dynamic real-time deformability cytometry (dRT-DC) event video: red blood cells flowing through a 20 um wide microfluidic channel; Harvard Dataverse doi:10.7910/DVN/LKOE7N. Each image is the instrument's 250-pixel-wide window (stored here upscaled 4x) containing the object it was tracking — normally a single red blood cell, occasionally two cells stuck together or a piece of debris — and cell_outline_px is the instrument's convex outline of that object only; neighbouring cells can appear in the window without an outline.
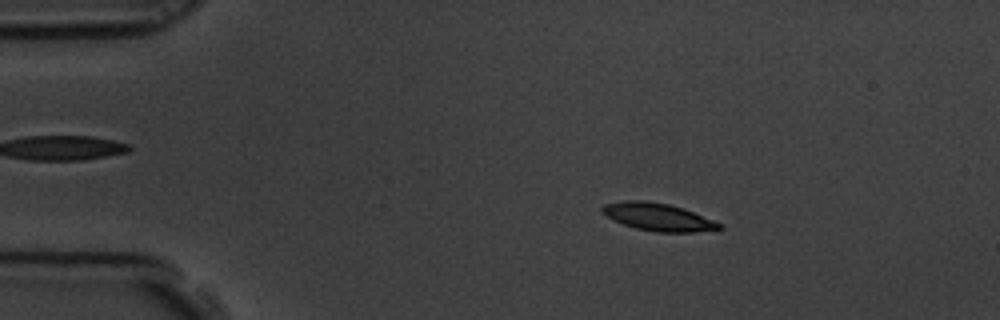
{"species": "common noctule bat (a hibernating species)", "species_latin": "Nyctalus noctula", "temperature_condition": "room temperature", "stored_images_in_passage": 54, "camera_frame_rate_fps": 3000, "um_per_image_px": 0.085, "animal": {"sex": "male", "body_mass_g": 19.5, "forearm_length_mm": 54.6}, "frame": {"image": 1, "passage_image": 5, "time_ms": 1.333, "image_size_px": [1000, 320], "cell_outline_px": [[724, 228], [692, 232], [656, 232], [636, 228], [612, 220], [600, 212], [600, 208], [604, 204], [624, 200], [644, 200], [668, 204], [684, 208], [724, 224]], "centroid_in_image_um": [55.92, 18.43], "position_along_channel_um": 29.1, "area_um2": 19.02}}
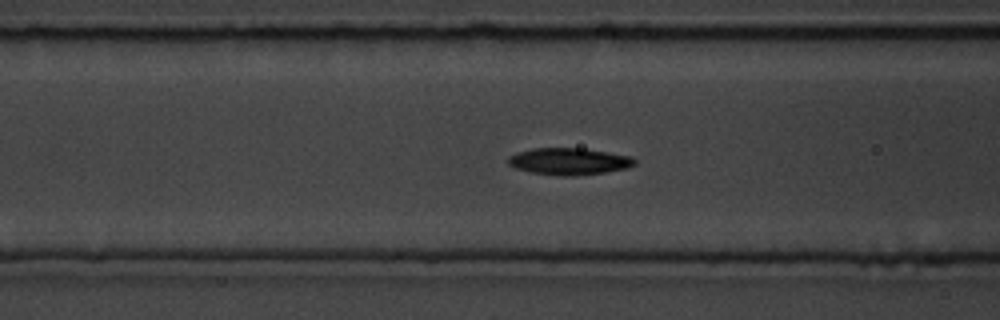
{"frame": {"image": 2, "passage_image": 18, "time_ms": 5.667, "image_size_px": [1000, 320], "cell_outline_px": [[636, 164], [628, 168], [604, 172], [572, 176], [564, 176], [532, 172], [516, 168], [508, 164], [508, 156], [516, 152], [532, 148], [580, 148], [632, 156], [636, 160]], "centroid_in_image_um": [48.37, 13.71], "position_along_channel_um": 118.2, "area_um2": 19.71}}
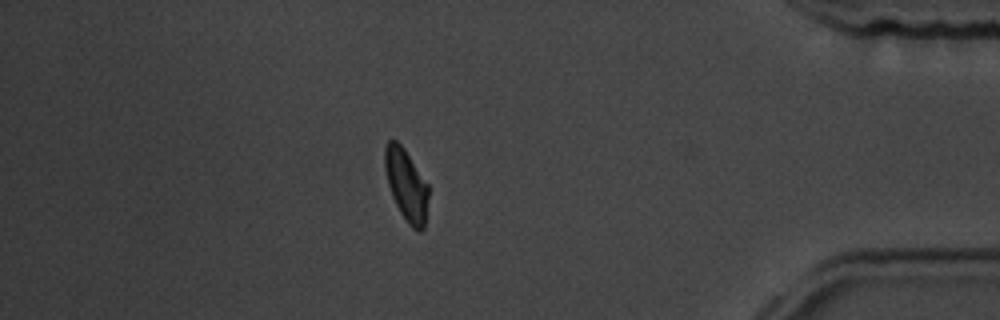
{"frame": {"image": 3, "passage_image": 46, "time_ms": 15.0, "image_size_px": [1000, 320], "cell_outline_px": [[428, 196], [424, 228], [420, 232], [416, 232], [408, 224], [400, 212], [392, 196], [388, 184], [384, 168], [384, 148], [388, 140], [396, 140], [404, 148], [428, 184]], "centroid_in_image_um": [34.52, 15.72], "position_along_channel_um": 400.7, "area_um2": 18.26}, "authors_computed_cell_mechanics": {"area_um2": 19.2185, "velocity_mm_per_s": 3.4477, "shape_relaxation_time_tau1_ms": 3.5742, "shape_relaxation_time_tau2_ms": 2.736, "deformation_change_tau1": 0.1231, "deformation_change_tau2": 0.0726}}